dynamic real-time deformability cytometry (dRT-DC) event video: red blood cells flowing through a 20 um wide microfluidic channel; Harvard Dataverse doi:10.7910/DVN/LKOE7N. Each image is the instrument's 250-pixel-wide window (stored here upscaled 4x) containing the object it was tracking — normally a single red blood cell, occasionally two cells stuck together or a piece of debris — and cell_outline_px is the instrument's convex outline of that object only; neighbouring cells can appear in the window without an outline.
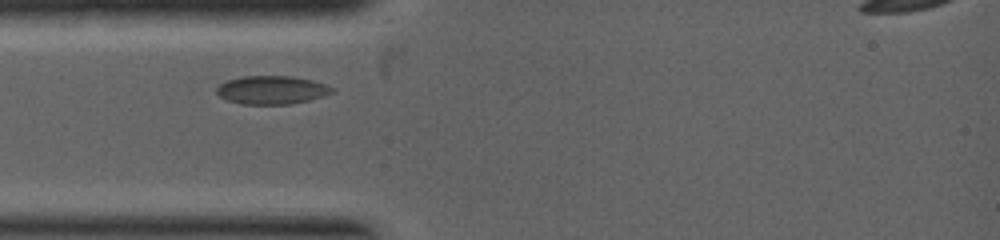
{"species": "common noctule bat (a hibernating species)", "species_latin": "Nyctalus noctula", "temperature_condition": "warm", "stored_images_in_passage": 1, "camera_frame_rate_fps": 5000, "um_per_image_px": 0.085, "animal": {"sex": "female", "body_mass_g": 19.0, "forearm_length_mm": 53.3}, "frame": {"image": 1, "passage_image": 1, "time_ms": 0.0, "image_size_px": [1000, 240], "cell_outline_px": [[336, 92], [324, 96], [292, 104], [240, 104], [228, 100], [220, 96], [216, 92], [216, 88], [220, 84], [228, 80], [244, 76], [292, 76], [312, 80], [336, 88]], "centroid_in_image_um": [23.14, 7.65], "position_along_channel_um": 61.9, "area_um2": 19.13}}